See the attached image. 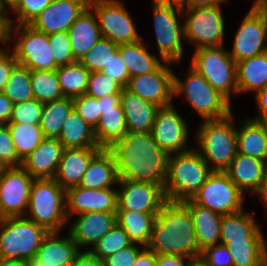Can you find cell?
Wrapping results in <instances>:
<instances>
[{
    "label": "cell",
    "instance_id": "6da1fadb",
    "mask_svg": "<svg viewBox=\"0 0 267 266\" xmlns=\"http://www.w3.org/2000/svg\"><path fill=\"white\" fill-rule=\"evenodd\" d=\"M109 150L115 157L119 180L147 181L164 187L170 154L151 132H127Z\"/></svg>",
    "mask_w": 267,
    "mask_h": 266
},
{
    "label": "cell",
    "instance_id": "7a4b0ae2",
    "mask_svg": "<svg viewBox=\"0 0 267 266\" xmlns=\"http://www.w3.org/2000/svg\"><path fill=\"white\" fill-rule=\"evenodd\" d=\"M156 255L175 254L198 258L199 248L192 216L182 202L166 201L156 215L147 246Z\"/></svg>",
    "mask_w": 267,
    "mask_h": 266
},
{
    "label": "cell",
    "instance_id": "3957f363",
    "mask_svg": "<svg viewBox=\"0 0 267 266\" xmlns=\"http://www.w3.org/2000/svg\"><path fill=\"white\" fill-rule=\"evenodd\" d=\"M175 155L169 156L163 189L166 200L182 202L192 199L213 171L195 149Z\"/></svg>",
    "mask_w": 267,
    "mask_h": 266
},
{
    "label": "cell",
    "instance_id": "277c9868",
    "mask_svg": "<svg viewBox=\"0 0 267 266\" xmlns=\"http://www.w3.org/2000/svg\"><path fill=\"white\" fill-rule=\"evenodd\" d=\"M234 117L204 120L197 134V150L212 171L224 172L238 153ZM209 162L213 163L210 167Z\"/></svg>",
    "mask_w": 267,
    "mask_h": 266
},
{
    "label": "cell",
    "instance_id": "5b68a950",
    "mask_svg": "<svg viewBox=\"0 0 267 266\" xmlns=\"http://www.w3.org/2000/svg\"><path fill=\"white\" fill-rule=\"evenodd\" d=\"M27 213L31 216L28 219L49 232H60L69 220L66 213V190L53 178L34 179L26 216Z\"/></svg>",
    "mask_w": 267,
    "mask_h": 266
},
{
    "label": "cell",
    "instance_id": "8992f818",
    "mask_svg": "<svg viewBox=\"0 0 267 266\" xmlns=\"http://www.w3.org/2000/svg\"><path fill=\"white\" fill-rule=\"evenodd\" d=\"M0 258L29 261L49 231L28 216L0 219Z\"/></svg>",
    "mask_w": 267,
    "mask_h": 266
},
{
    "label": "cell",
    "instance_id": "52a82bcc",
    "mask_svg": "<svg viewBox=\"0 0 267 266\" xmlns=\"http://www.w3.org/2000/svg\"><path fill=\"white\" fill-rule=\"evenodd\" d=\"M185 82L174 74V96H186L191 106L205 120L222 119L231 114L230 101L214 89L206 79L190 66Z\"/></svg>",
    "mask_w": 267,
    "mask_h": 266
},
{
    "label": "cell",
    "instance_id": "ba28073f",
    "mask_svg": "<svg viewBox=\"0 0 267 266\" xmlns=\"http://www.w3.org/2000/svg\"><path fill=\"white\" fill-rule=\"evenodd\" d=\"M224 46L195 48L190 66L230 101V93L238 94L236 62Z\"/></svg>",
    "mask_w": 267,
    "mask_h": 266
},
{
    "label": "cell",
    "instance_id": "9c48e42d",
    "mask_svg": "<svg viewBox=\"0 0 267 266\" xmlns=\"http://www.w3.org/2000/svg\"><path fill=\"white\" fill-rule=\"evenodd\" d=\"M8 20V41L12 39V32L19 40L16 41L14 49L11 51L18 64L32 70H55L56 62L49 43L48 35L40 32L30 25H14L12 20ZM14 30V31H12Z\"/></svg>",
    "mask_w": 267,
    "mask_h": 266
},
{
    "label": "cell",
    "instance_id": "30bf717a",
    "mask_svg": "<svg viewBox=\"0 0 267 266\" xmlns=\"http://www.w3.org/2000/svg\"><path fill=\"white\" fill-rule=\"evenodd\" d=\"M220 6L185 9L184 38L195 42L196 48L223 46L225 25Z\"/></svg>",
    "mask_w": 267,
    "mask_h": 266
},
{
    "label": "cell",
    "instance_id": "8fae6325",
    "mask_svg": "<svg viewBox=\"0 0 267 266\" xmlns=\"http://www.w3.org/2000/svg\"><path fill=\"white\" fill-rule=\"evenodd\" d=\"M243 195L225 172L213 171L191 200L213 212L228 215L243 210Z\"/></svg>",
    "mask_w": 267,
    "mask_h": 266
},
{
    "label": "cell",
    "instance_id": "7c38bea8",
    "mask_svg": "<svg viewBox=\"0 0 267 266\" xmlns=\"http://www.w3.org/2000/svg\"><path fill=\"white\" fill-rule=\"evenodd\" d=\"M94 11L102 37L116 44L140 41L135 25L124 5L117 0H89Z\"/></svg>",
    "mask_w": 267,
    "mask_h": 266
},
{
    "label": "cell",
    "instance_id": "4fadbf2b",
    "mask_svg": "<svg viewBox=\"0 0 267 266\" xmlns=\"http://www.w3.org/2000/svg\"><path fill=\"white\" fill-rule=\"evenodd\" d=\"M182 12L183 10L153 0L156 42L161 55L160 60L163 62H179L182 58L181 38H184V25L181 26L178 22Z\"/></svg>",
    "mask_w": 267,
    "mask_h": 266
},
{
    "label": "cell",
    "instance_id": "5bb4252c",
    "mask_svg": "<svg viewBox=\"0 0 267 266\" xmlns=\"http://www.w3.org/2000/svg\"><path fill=\"white\" fill-rule=\"evenodd\" d=\"M34 179L22 166L0 168V219L24 216Z\"/></svg>",
    "mask_w": 267,
    "mask_h": 266
},
{
    "label": "cell",
    "instance_id": "9a60e30c",
    "mask_svg": "<svg viewBox=\"0 0 267 266\" xmlns=\"http://www.w3.org/2000/svg\"><path fill=\"white\" fill-rule=\"evenodd\" d=\"M117 191V211L158 213L167 201L164 189L155 183L122 179Z\"/></svg>",
    "mask_w": 267,
    "mask_h": 266
},
{
    "label": "cell",
    "instance_id": "2e32d148",
    "mask_svg": "<svg viewBox=\"0 0 267 266\" xmlns=\"http://www.w3.org/2000/svg\"><path fill=\"white\" fill-rule=\"evenodd\" d=\"M267 19L261 9L251 8L238 28L229 55L237 63L267 51Z\"/></svg>",
    "mask_w": 267,
    "mask_h": 266
},
{
    "label": "cell",
    "instance_id": "e0dca14e",
    "mask_svg": "<svg viewBox=\"0 0 267 266\" xmlns=\"http://www.w3.org/2000/svg\"><path fill=\"white\" fill-rule=\"evenodd\" d=\"M171 62L164 61L155 71L130 77L126 89L137 94L143 100L158 107L171 104L174 97V73L170 70Z\"/></svg>",
    "mask_w": 267,
    "mask_h": 266
},
{
    "label": "cell",
    "instance_id": "ac0fdd59",
    "mask_svg": "<svg viewBox=\"0 0 267 266\" xmlns=\"http://www.w3.org/2000/svg\"><path fill=\"white\" fill-rule=\"evenodd\" d=\"M188 132L186 122L172 104L158 108L151 134L162 149L169 154L190 150L185 148Z\"/></svg>",
    "mask_w": 267,
    "mask_h": 266
},
{
    "label": "cell",
    "instance_id": "d6986e66",
    "mask_svg": "<svg viewBox=\"0 0 267 266\" xmlns=\"http://www.w3.org/2000/svg\"><path fill=\"white\" fill-rule=\"evenodd\" d=\"M88 6L89 0H52L29 25L47 35L68 31Z\"/></svg>",
    "mask_w": 267,
    "mask_h": 266
},
{
    "label": "cell",
    "instance_id": "ffe728a7",
    "mask_svg": "<svg viewBox=\"0 0 267 266\" xmlns=\"http://www.w3.org/2000/svg\"><path fill=\"white\" fill-rule=\"evenodd\" d=\"M117 191L113 188L87 189L74 186L66 190V213L68 219L72 214L89 212L117 213Z\"/></svg>",
    "mask_w": 267,
    "mask_h": 266
},
{
    "label": "cell",
    "instance_id": "44dd1931",
    "mask_svg": "<svg viewBox=\"0 0 267 266\" xmlns=\"http://www.w3.org/2000/svg\"><path fill=\"white\" fill-rule=\"evenodd\" d=\"M116 224V213H82L74 221L69 233L81 249L82 246H95Z\"/></svg>",
    "mask_w": 267,
    "mask_h": 266
},
{
    "label": "cell",
    "instance_id": "7402d4cb",
    "mask_svg": "<svg viewBox=\"0 0 267 266\" xmlns=\"http://www.w3.org/2000/svg\"><path fill=\"white\" fill-rule=\"evenodd\" d=\"M101 147L65 148L54 180L65 190L78 186L92 158Z\"/></svg>",
    "mask_w": 267,
    "mask_h": 266
},
{
    "label": "cell",
    "instance_id": "603a6c76",
    "mask_svg": "<svg viewBox=\"0 0 267 266\" xmlns=\"http://www.w3.org/2000/svg\"><path fill=\"white\" fill-rule=\"evenodd\" d=\"M63 150L57 138H45L21 166L35 179L54 178Z\"/></svg>",
    "mask_w": 267,
    "mask_h": 266
},
{
    "label": "cell",
    "instance_id": "cb8c5ba5",
    "mask_svg": "<svg viewBox=\"0 0 267 266\" xmlns=\"http://www.w3.org/2000/svg\"><path fill=\"white\" fill-rule=\"evenodd\" d=\"M128 132H151L158 106L143 100L125 87L120 95Z\"/></svg>",
    "mask_w": 267,
    "mask_h": 266
},
{
    "label": "cell",
    "instance_id": "d4e9b609",
    "mask_svg": "<svg viewBox=\"0 0 267 266\" xmlns=\"http://www.w3.org/2000/svg\"><path fill=\"white\" fill-rule=\"evenodd\" d=\"M58 233L50 231L37 250L35 258L45 266H70L81 253L80 247L72 239L70 233L68 238H59Z\"/></svg>",
    "mask_w": 267,
    "mask_h": 266
},
{
    "label": "cell",
    "instance_id": "484cf974",
    "mask_svg": "<svg viewBox=\"0 0 267 266\" xmlns=\"http://www.w3.org/2000/svg\"><path fill=\"white\" fill-rule=\"evenodd\" d=\"M182 203L192 216L200 250L220 244L223 215L213 212L207 207L197 205L191 199L182 201Z\"/></svg>",
    "mask_w": 267,
    "mask_h": 266
},
{
    "label": "cell",
    "instance_id": "4316f807",
    "mask_svg": "<svg viewBox=\"0 0 267 266\" xmlns=\"http://www.w3.org/2000/svg\"><path fill=\"white\" fill-rule=\"evenodd\" d=\"M67 32L76 61L81 60L102 37L96 15L89 6L70 26Z\"/></svg>",
    "mask_w": 267,
    "mask_h": 266
},
{
    "label": "cell",
    "instance_id": "83f0119b",
    "mask_svg": "<svg viewBox=\"0 0 267 266\" xmlns=\"http://www.w3.org/2000/svg\"><path fill=\"white\" fill-rule=\"evenodd\" d=\"M118 181L115 157L109 149L102 148L90 161L78 186L96 190L111 188Z\"/></svg>",
    "mask_w": 267,
    "mask_h": 266
},
{
    "label": "cell",
    "instance_id": "f1b7e54d",
    "mask_svg": "<svg viewBox=\"0 0 267 266\" xmlns=\"http://www.w3.org/2000/svg\"><path fill=\"white\" fill-rule=\"evenodd\" d=\"M266 163L237 153L224 172L242 192L250 189V192L254 194L263 179Z\"/></svg>",
    "mask_w": 267,
    "mask_h": 266
},
{
    "label": "cell",
    "instance_id": "f546056e",
    "mask_svg": "<svg viewBox=\"0 0 267 266\" xmlns=\"http://www.w3.org/2000/svg\"><path fill=\"white\" fill-rule=\"evenodd\" d=\"M239 242H266L254 218L243 210L223 215L221 222L220 243Z\"/></svg>",
    "mask_w": 267,
    "mask_h": 266
},
{
    "label": "cell",
    "instance_id": "4dcf8cb0",
    "mask_svg": "<svg viewBox=\"0 0 267 266\" xmlns=\"http://www.w3.org/2000/svg\"><path fill=\"white\" fill-rule=\"evenodd\" d=\"M245 121L237 130L238 153L267 162V123Z\"/></svg>",
    "mask_w": 267,
    "mask_h": 266
},
{
    "label": "cell",
    "instance_id": "1f68e13d",
    "mask_svg": "<svg viewBox=\"0 0 267 266\" xmlns=\"http://www.w3.org/2000/svg\"><path fill=\"white\" fill-rule=\"evenodd\" d=\"M238 93L267 86V51L236 63Z\"/></svg>",
    "mask_w": 267,
    "mask_h": 266
},
{
    "label": "cell",
    "instance_id": "d6a6232c",
    "mask_svg": "<svg viewBox=\"0 0 267 266\" xmlns=\"http://www.w3.org/2000/svg\"><path fill=\"white\" fill-rule=\"evenodd\" d=\"M57 138L63 148L99 147L94 128L73 109Z\"/></svg>",
    "mask_w": 267,
    "mask_h": 266
},
{
    "label": "cell",
    "instance_id": "836d02e7",
    "mask_svg": "<svg viewBox=\"0 0 267 266\" xmlns=\"http://www.w3.org/2000/svg\"><path fill=\"white\" fill-rule=\"evenodd\" d=\"M99 147L109 149L128 132L121 104L114 109L103 110L94 128Z\"/></svg>",
    "mask_w": 267,
    "mask_h": 266
},
{
    "label": "cell",
    "instance_id": "e575fe53",
    "mask_svg": "<svg viewBox=\"0 0 267 266\" xmlns=\"http://www.w3.org/2000/svg\"><path fill=\"white\" fill-rule=\"evenodd\" d=\"M118 52L127 67L130 77L139 76L155 71L162 63L151 55L142 41L119 44Z\"/></svg>",
    "mask_w": 267,
    "mask_h": 266
},
{
    "label": "cell",
    "instance_id": "d590c367",
    "mask_svg": "<svg viewBox=\"0 0 267 266\" xmlns=\"http://www.w3.org/2000/svg\"><path fill=\"white\" fill-rule=\"evenodd\" d=\"M117 223L125 230L133 244L147 247L157 213L117 211Z\"/></svg>",
    "mask_w": 267,
    "mask_h": 266
},
{
    "label": "cell",
    "instance_id": "8d00e7d4",
    "mask_svg": "<svg viewBox=\"0 0 267 266\" xmlns=\"http://www.w3.org/2000/svg\"><path fill=\"white\" fill-rule=\"evenodd\" d=\"M74 109L73 100L69 97H63L52 102L44 103L40 127L45 138H58L64 121Z\"/></svg>",
    "mask_w": 267,
    "mask_h": 266
},
{
    "label": "cell",
    "instance_id": "74e56055",
    "mask_svg": "<svg viewBox=\"0 0 267 266\" xmlns=\"http://www.w3.org/2000/svg\"><path fill=\"white\" fill-rule=\"evenodd\" d=\"M56 73L64 97L74 98L86 93L90 71L79 61L58 67Z\"/></svg>",
    "mask_w": 267,
    "mask_h": 266
},
{
    "label": "cell",
    "instance_id": "f35d334b",
    "mask_svg": "<svg viewBox=\"0 0 267 266\" xmlns=\"http://www.w3.org/2000/svg\"><path fill=\"white\" fill-rule=\"evenodd\" d=\"M18 158L22 161L45 139L40 125L7 123Z\"/></svg>",
    "mask_w": 267,
    "mask_h": 266
},
{
    "label": "cell",
    "instance_id": "ab89813d",
    "mask_svg": "<svg viewBox=\"0 0 267 266\" xmlns=\"http://www.w3.org/2000/svg\"><path fill=\"white\" fill-rule=\"evenodd\" d=\"M2 92L13 104L33 100L31 71L27 67L17 64L11 71Z\"/></svg>",
    "mask_w": 267,
    "mask_h": 266
},
{
    "label": "cell",
    "instance_id": "60d3db41",
    "mask_svg": "<svg viewBox=\"0 0 267 266\" xmlns=\"http://www.w3.org/2000/svg\"><path fill=\"white\" fill-rule=\"evenodd\" d=\"M31 84L34 99L41 103H48L63 98L55 70H32Z\"/></svg>",
    "mask_w": 267,
    "mask_h": 266
},
{
    "label": "cell",
    "instance_id": "b9f144b4",
    "mask_svg": "<svg viewBox=\"0 0 267 266\" xmlns=\"http://www.w3.org/2000/svg\"><path fill=\"white\" fill-rule=\"evenodd\" d=\"M133 243L125 230L117 223L103 238L89 251L101 261Z\"/></svg>",
    "mask_w": 267,
    "mask_h": 266
},
{
    "label": "cell",
    "instance_id": "7bdbcfd3",
    "mask_svg": "<svg viewBox=\"0 0 267 266\" xmlns=\"http://www.w3.org/2000/svg\"><path fill=\"white\" fill-rule=\"evenodd\" d=\"M118 51V44L101 37L79 62L90 72L101 71Z\"/></svg>",
    "mask_w": 267,
    "mask_h": 266
},
{
    "label": "cell",
    "instance_id": "ee69618b",
    "mask_svg": "<svg viewBox=\"0 0 267 266\" xmlns=\"http://www.w3.org/2000/svg\"><path fill=\"white\" fill-rule=\"evenodd\" d=\"M230 249L233 266H257L266 242L220 243Z\"/></svg>",
    "mask_w": 267,
    "mask_h": 266
},
{
    "label": "cell",
    "instance_id": "f6af8a7d",
    "mask_svg": "<svg viewBox=\"0 0 267 266\" xmlns=\"http://www.w3.org/2000/svg\"><path fill=\"white\" fill-rule=\"evenodd\" d=\"M124 87L102 71L90 72L86 95L99 99L111 94H121Z\"/></svg>",
    "mask_w": 267,
    "mask_h": 266
},
{
    "label": "cell",
    "instance_id": "bcb514c9",
    "mask_svg": "<svg viewBox=\"0 0 267 266\" xmlns=\"http://www.w3.org/2000/svg\"><path fill=\"white\" fill-rule=\"evenodd\" d=\"M43 108L44 103L38 102L36 99L14 104L12 115L8 123L39 125Z\"/></svg>",
    "mask_w": 267,
    "mask_h": 266
},
{
    "label": "cell",
    "instance_id": "7dc6e473",
    "mask_svg": "<svg viewBox=\"0 0 267 266\" xmlns=\"http://www.w3.org/2000/svg\"><path fill=\"white\" fill-rule=\"evenodd\" d=\"M48 38L55 57L56 69L76 62L67 31L50 34Z\"/></svg>",
    "mask_w": 267,
    "mask_h": 266
},
{
    "label": "cell",
    "instance_id": "c3c4849f",
    "mask_svg": "<svg viewBox=\"0 0 267 266\" xmlns=\"http://www.w3.org/2000/svg\"><path fill=\"white\" fill-rule=\"evenodd\" d=\"M72 100L74 110L83 120L95 128L100 118V103H98V99L83 94L72 98Z\"/></svg>",
    "mask_w": 267,
    "mask_h": 266
},
{
    "label": "cell",
    "instance_id": "681fc988",
    "mask_svg": "<svg viewBox=\"0 0 267 266\" xmlns=\"http://www.w3.org/2000/svg\"><path fill=\"white\" fill-rule=\"evenodd\" d=\"M7 124H0V168L21 166Z\"/></svg>",
    "mask_w": 267,
    "mask_h": 266
},
{
    "label": "cell",
    "instance_id": "f907efd6",
    "mask_svg": "<svg viewBox=\"0 0 267 266\" xmlns=\"http://www.w3.org/2000/svg\"><path fill=\"white\" fill-rule=\"evenodd\" d=\"M51 2L52 0H20L13 9L18 25H29Z\"/></svg>",
    "mask_w": 267,
    "mask_h": 266
},
{
    "label": "cell",
    "instance_id": "816d5d0a",
    "mask_svg": "<svg viewBox=\"0 0 267 266\" xmlns=\"http://www.w3.org/2000/svg\"><path fill=\"white\" fill-rule=\"evenodd\" d=\"M200 258L206 266H233L230 249L223 244L206 247L202 250Z\"/></svg>",
    "mask_w": 267,
    "mask_h": 266
},
{
    "label": "cell",
    "instance_id": "f5cc1de1",
    "mask_svg": "<svg viewBox=\"0 0 267 266\" xmlns=\"http://www.w3.org/2000/svg\"><path fill=\"white\" fill-rule=\"evenodd\" d=\"M101 71L119 82L123 87H126L130 79V74L118 51Z\"/></svg>",
    "mask_w": 267,
    "mask_h": 266
},
{
    "label": "cell",
    "instance_id": "db71d44e",
    "mask_svg": "<svg viewBox=\"0 0 267 266\" xmlns=\"http://www.w3.org/2000/svg\"><path fill=\"white\" fill-rule=\"evenodd\" d=\"M142 249L135 244L110 255L102 260L103 266H133Z\"/></svg>",
    "mask_w": 267,
    "mask_h": 266
},
{
    "label": "cell",
    "instance_id": "11a10c76",
    "mask_svg": "<svg viewBox=\"0 0 267 266\" xmlns=\"http://www.w3.org/2000/svg\"><path fill=\"white\" fill-rule=\"evenodd\" d=\"M17 64L18 62L15 55L11 51L7 53V51L4 50L0 54V92H2L10 77L11 71Z\"/></svg>",
    "mask_w": 267,
    "mask_h": 266
},
{
    "label": "cell",
    "instance_id": "9f6ffc18",
    "mask_svg": "<svg viewBox=\"0 0 267 266\" xmlns=\"http://www.w3.org/2000/svg\"><path fill=\"white\" fill-rule=\"evenodd\" d=\"M256 102L258 105V110L260 112L259 116L253 120L267 123V86L258 90L256 92Z\"/></svg>",
    "mask_w": 267,
    "mask_h": 266
},
{
    "label": "cell",
    "instance_id": "6f0895ef",
    "mask_svg": "<svg viewBox=\"0 0 267 266\" xmlns=\"http://www.w3.org/2000/svg\"><path fill=\"white\" fill-rule=\"evenodd\" d=\"M70 266H103V262L87 249L85 251L81 250V253Z\"/></svg>",
    "mask_w": 267,
    "mask_h": 266
},
{
    "label": "cell",
    "instance_id": "680465c9",
    "mask_svg": "<svg viewBox=\"0 0 267 266\" xmlns=\"http://www.w3.org/2000/svg\"><path fill=\"white\" fill-rule=\"evenodd\" d=\"M184 258L189 259L181 255L159 254L156 255V264L157 266H186L187 262L183 261Z\"/></svg>",
    "mask_w": 267,
    "mask_h": 266
},
{
    "label": "cell",
    "instance_id": "91938a15",
    "mask_svg": "<svg viewBox=\"0 0 267 266\" xmlns=\"http://www.w3.org/2000/svg\"><path fill=\"white\" fill-rule=\"evenodd\" d=\"M13 105V102L0 92V124H7L10 121Z\"/></svg>",
    "mask_w": 267,
    "mask_h": 266
},
{
    "label": "cell",
    "instance_id": "94428289",
    "mask_svg": "<svg viewBox=\"0 0 267 266\" xmlns=\"http://www.w3.org/2000/svg\"><path fill=\"white\" fill-rule=\"evenodd\" d=\"M133 266H157L156 254L147 247H144V249L139 252Z\"/></svg>",
    "mask_w": 267,
    "mask_h": 266
},
{
    "label": "cell",
    "instance_id": "6125c7cd",
    "mask_svg": "<svg viewBox=\"0 0 267 266\" xmlns=\"http://www.w3.org/2000/svg\"><path fill=\"white\" fill-rule=\"evenodd\" d=\"M120 95L121 94H111L98 99V103H100V116L103 114V110L114 109L121 104Z\"/></svg>",
    "mask_w": 267,
    "mask_h": 266
},
{
    "label": "cell",
    "instance_id": "be15d7a7",
    "mask_svg": "<svg viewBox=\"0 0 267 266\" xmlns=\"http://www.w3.org/2000/svg\"><path fill=\"white\" fill-rule=\"evenodd\" d=\"M260 196L267 207V163L265 166L264 176L258 190L254 193Z\"/></svg>",
    "mask_w": 267,
    "mask_h": 266
},
{
    "label": "cell",
    "instance_id": "e7e4bbea",
    "mask_svg": "<svg viewBox=\"0 0 267 266\" xmlns=\"http://www.w3.org/2000/svg\"><path fill=\"white\" fill-rule=\"evenodd\" d=\"M226 0H189V9L196 7H206L220 5Z\"/></svg>",
    "mask_w": 267,
    "mask_h": 266
},
{
    "label": "cell",
    "instance_id": "03108f58",
    "mask_svg": "<svg viewBox=\"0 0 267 266\" xmlns=\"http://www.w3.org/2000/svg\"><path fill=\"white\" fill-rule=\"evenodd\" d=\"M162 4L170 7L178 8L180 10L189 9V0H156Z\"/></svg>",
    "mask_w": 267,
    "mask_h": 266
},
{
    "label": "cell",
    "instance_id": "003e7915",
    "mask_svg": "<svg viewBox=\"0 0 267 266\" xmlns=\"http://www.w3.org/2000/svg\"><path fill=\"white\" fill-rule=\"evenodd\" d=\"M8 25L7 17H0V42H8Z\"/></svg>",
    "mask_w": 267,
    "mask_h": 266
},
{
    "label": "cell",
    "instance_id": "a7ac6f4b",
    "mask_svg": "<svg viewBox=\"0 0 267 266\" xmlns=\"http://www.w3.org/2000/svg\"><path fill=\"white\" fill-rule=\"evenodd\" d=\"M19 2L20 0H0V10L4 14L5 10L7 9V6H9L7 10L12 11L19 4Z\"/></svg>",
    "mask_w": 267,
    "mask_h": 266
},
{
    "label": "cell",
    "instance_id": "89a4df30",
    "mask_svg": "<svg viewBox=\"0 0 267 266\" xmlns=\"http://www.w3.org/2000/svg\"><path fill=\"white\" fill-rule=\"evenodd\" d=\"M0 266H27V261L0 258Z\"/></svg>",
    "mask_w": 267,
    "mask_h": 266
},
{
    "label": "cell",
    "instance_id": "2644e50d",
    "mask_svg": "<svg viewBox=\"0 0 267 266\" xmlns=\"http://www.w3.org/2000/svg\"><path fill=\"white\" fill-rule=\"evenodd\" d=\"M186 266H206L205 262L200 258L187 259Z\"/></svg>",
    "mask_w": 267,
    "mask_h": 266
},
{
    "label": "cell",
    "instance_id": "8c879c8a",
    "mask_svg": "<svg viewBox=\"0 0 267 266\" xmlns=\"http://www.w3.org/2000/svg\"><path fill=\"white\" fill-rule=\"evenodd\" d=\"M257 266H267V248L262 252Z\"/></svg>",
    "mask_w": 267,
    "mask_h": 266
},
{
    "label": "cell",
    "instance_id": "753ad0ef",
    "mask_svg": "<svg viewBox=\"0 0 267 266\" xmlns=\"http://www.w3.org/2000/svg\"><path fill=\"white\" fill-rule=\"evenodd\" d=\"M27 266H45L44 263L37 260L35 257L27 261Z\"/></svg>",
    "mask_w": 267,
    "mask_h": 266
},
{
    "label": "cell",
    "instance_id": "34e18365",
    "mask_svg": "<svg viewBox=\"0 0 267 266\" xmlns=\"http://www.w3.org/2000/svg\"><path fill=\"white\" fill-rule=\"evenodd\" d=\"M265 4H267V0H256V1H254V4L252 5L251 8L260 9Z\"/></svg>",
    "mask_w": 267,
    "mask_h": 266
},
{
    "label": "cell",
    "instance_id": "11e5206c",
    "mask_svg": "<svg viewBox=\"0 0 267 266\" xmlns=\"http://www.w3.org/2000/svg\"><path fill=\"white\" fill-rule=\"evenodd\" d=\"M260 9L264 13V15H265V17L267 19V4H265L264 6H262Z\"/></svg>",
    "mask_w": 267,
    "mask_h": 266
},
{
    "label": "cell",
    "instance_id": "2a66077c",
    "mask_svg": "<svg viewBox=\"0 0 267 266\" xmlns=\"http://www.w3.org/2000/svg\"><path fill=\"white\" fill-rule=\"evenodd\" d=\"M0 17H7L6 14H3V12L0 10Z\"/></svg>",
    "mask_w": 267,
    "mask_h": 266
}]
</instances>
